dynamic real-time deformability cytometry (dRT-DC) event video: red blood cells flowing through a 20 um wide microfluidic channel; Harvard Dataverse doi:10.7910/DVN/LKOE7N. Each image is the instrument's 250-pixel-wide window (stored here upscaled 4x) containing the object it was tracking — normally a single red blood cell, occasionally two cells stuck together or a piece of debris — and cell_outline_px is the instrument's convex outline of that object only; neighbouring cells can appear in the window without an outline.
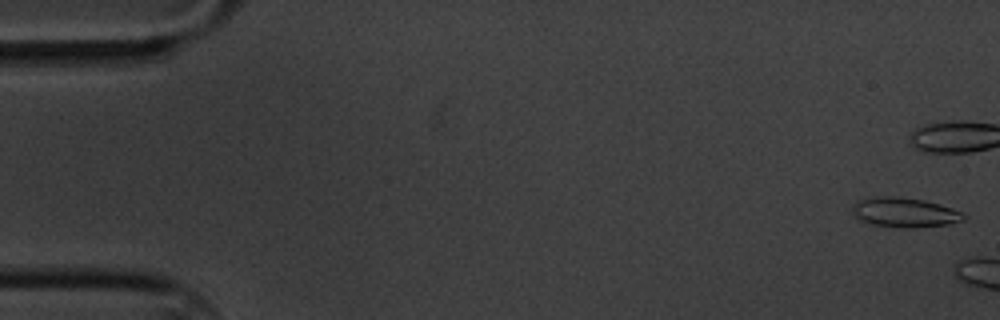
{"species": "common noctule bat (a hibernating species)", "species_latin": "Nyctalus noctula", "temperature_condition": "cold", "stored_images_in_passage": 9, "camera_frame_rate_fps": 3000, "um_per_image_px": 0.085, "animal": {"sex": "male", "body_mass_g": 20.1, "forearm_length_mm": 53.5}, "frame": {"image": 1, "passage_image": 1, "time_ms": 0.0, "image_size_px": [1000, 320], "cell_outline_px": [[968, 216], [964, 220], [952, 224], [916, 228], [904, 228], [872, 224], [860, 220], [852, 212], [852, 208], [856, 200], [876, 196], [896, 196], [924, 200], [940, 204], [952, 208]], "centroid_in_image_um": [76.91, 18.05], "position_along_channel_um": 8.1, "area_um2": 19.48}}